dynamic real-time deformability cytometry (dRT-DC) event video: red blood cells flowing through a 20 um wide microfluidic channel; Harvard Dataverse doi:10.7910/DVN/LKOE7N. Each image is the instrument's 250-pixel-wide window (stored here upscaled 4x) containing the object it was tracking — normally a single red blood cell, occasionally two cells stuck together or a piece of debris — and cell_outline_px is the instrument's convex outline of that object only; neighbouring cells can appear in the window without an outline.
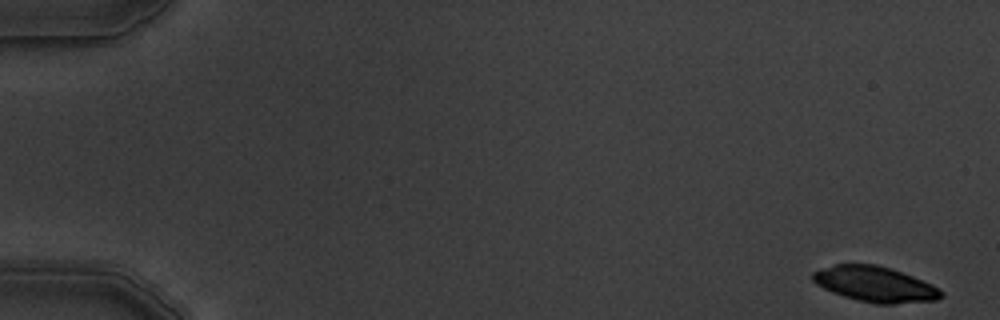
{"species": "common noctule bat (a hibernating species)", "species_latin": "Nyctalus noctula", "temperature_condition": "warm", "stored_images_in_passage": 6, "segment_of_instrument_passage": [1, 2], "camera_frame_rate_fps": 3000, "um_per_image_px": 0.085, "animal": {"sex": "male", "body_mass_g": 19.5, "forearm_length_mm": 54.6}, "frame": {"image": 1, "passage_image": 1, "time_ms": 0.0, "image_size_px": [1000, 320], "cell_outline_px": [[944, 296], [936, 300], [892, 304], [876, 304], [844, 296], [832, 292], [816, 284], [812, 280], [812, 272], [836, 264], [876, 264], [912, 276], [932, 284], [940, 288], [944, 292]], "centroid_in_image_um": [74.4, 24.16], "position_along_channel_um": 10.6, "area_um2": 26.3}}
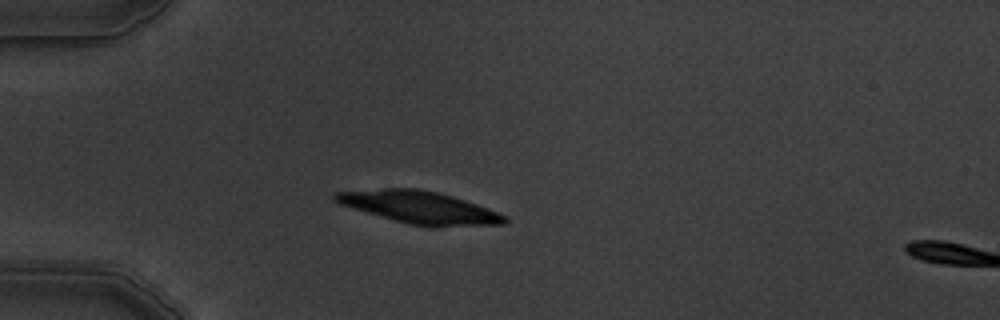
{"frame": {"image": 2, "passage_image": 5, "time_ms": 4.667, "image_size_px": [1000, 320], "cell_outline_px": [[508, 220], [504, 224], [436, 228], [432, 228], [408, 224], [340, 204], [332, 200], [332, 196], [336, 192], [384, 188], [416, 188], [436, 192], [452, 196], [488, 208], [508, 216]], "centroid_in_image_um": [35.71, 17.64], "position_along_channel_um": 49.3, "area_um2": 32.02}}